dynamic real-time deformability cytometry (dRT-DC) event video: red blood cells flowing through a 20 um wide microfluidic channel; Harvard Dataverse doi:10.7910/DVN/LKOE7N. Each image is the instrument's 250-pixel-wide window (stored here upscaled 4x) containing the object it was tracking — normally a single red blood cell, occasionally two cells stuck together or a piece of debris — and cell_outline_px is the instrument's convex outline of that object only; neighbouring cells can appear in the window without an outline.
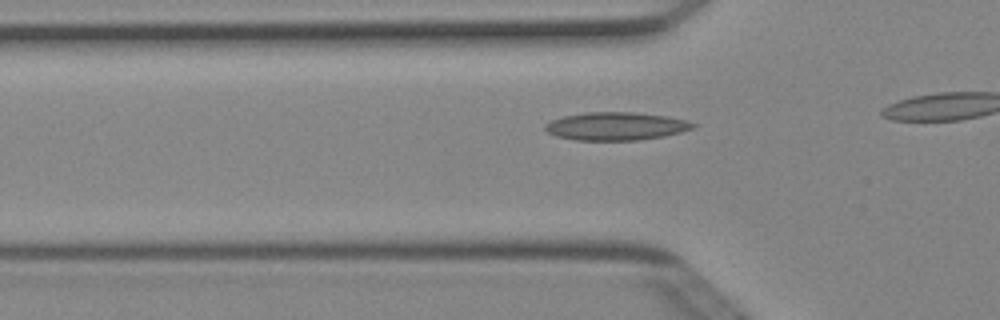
{"species": "Egyptian fruit bat (a non-hibernating species)", "species_latin": "Rousettus aegyptiacus", "temperature_condition": "cold", "stored_images_in_passage": 9, "camera_frame_rate_fps": 3000, "um_per_image_px": 0.085, "animal": {"sex": "female"}, "frame": {"image": 1, "passage_image": 4, "time_ms": 1.0, "image_size_px": [1000, 320], "cell_outline_px": [[696, 124], [692, 128], [680, 132], [664, 136], [640, 140], [576, 140], [556, 136], [548, 132], [544, 128], [544, 124], [552, 120], [564, 116], [588, 112], [632, 112], [668, 116], [688, 120]], "centroid_in_image_um": [52.36, 10.72], "position_along_channel_um": 73.4, "area_um2": 24.1}}
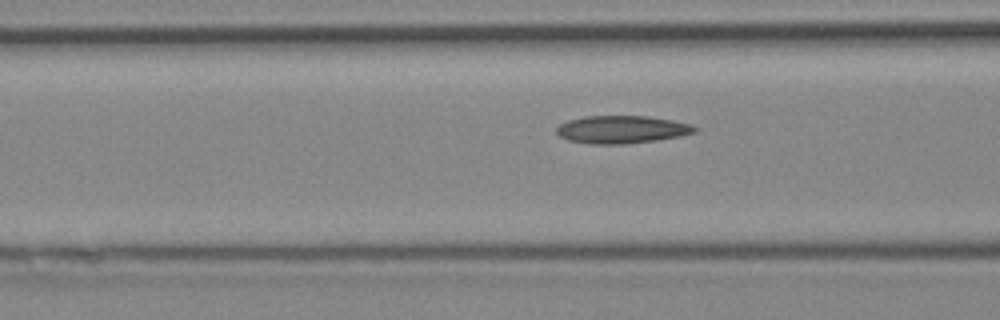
{"frame": {"image": 2, "passage_image": 7, "time_ms": 2.0, "image_size_px": [1000, 320], "cell_outline_px": [[700, 128], [696, 132], [680, 136], [656, 140], [624, 144], [588, 144], [568, 140], [560, 136], [556, 132], [556, 128], [560, 124], [568, 120], [584, 116], [648, 116], [672, 120], [692, 124]], "centroid_in_image_um": [52.87, 11.0], "position_along_channel_um": 113.7, "area_um2": 22.48}}